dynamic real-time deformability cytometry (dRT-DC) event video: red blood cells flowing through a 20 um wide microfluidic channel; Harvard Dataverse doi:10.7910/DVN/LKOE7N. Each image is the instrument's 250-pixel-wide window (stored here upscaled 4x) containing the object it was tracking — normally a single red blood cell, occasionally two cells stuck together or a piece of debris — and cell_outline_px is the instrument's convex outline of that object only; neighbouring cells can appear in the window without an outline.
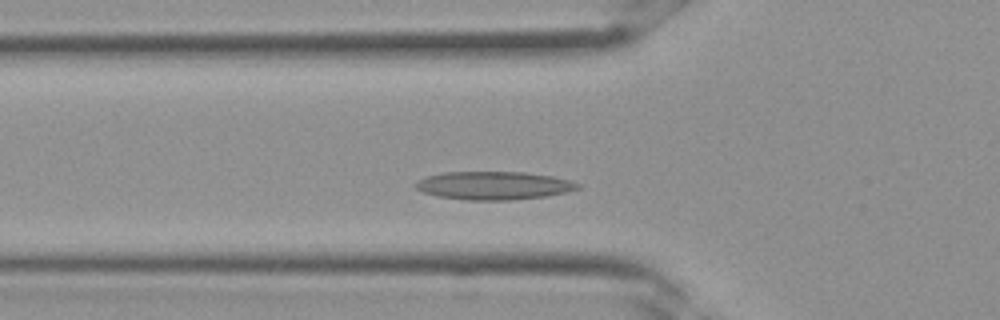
{"species": "Egyptian fruit bat (a non-hibernating species)", "species_latin": "Rousettus aegyptiacus", "temperature_condition": "room temperature", "stored_images_in_passage": 17, "camera_frame_rate_fps": 3000, "um_per_image_px": 0.085, "frame": {"image": 1, "passage_image": 6, "time_ms": 1.667, "image_size_px": [1000, 320], "cell_outline_px": [[580, 188], [564, 192], [544, 196], [512, 200], [464, 200], [440, 196], [424, 192], [416, 188], [416, 180], [424, 176], [444, 172], [524, 172], [552, 176], [572, 180], [580, 184]], "centroid_in_image_um": [41.96, 15.76], "position_along_channel_um": 83.8, "area_um2": 26.59}}
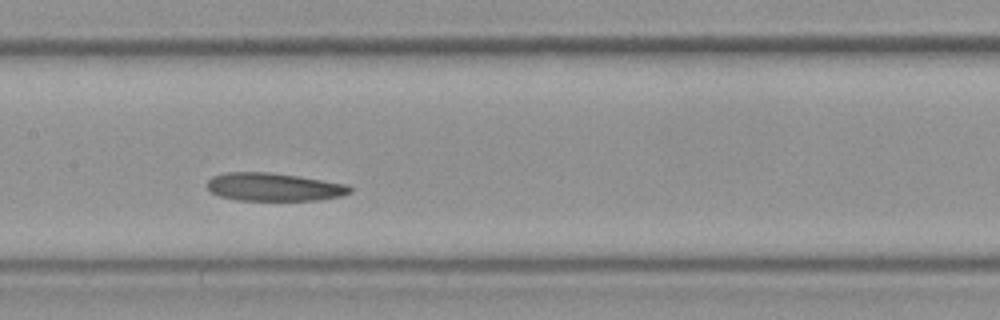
{"frame": {"image": 2, "passage_image": 11, "time_ms": 3.333, "image_size_px": [1000, 320], "cell_outline_px": [[352, 192], [340, 196], [320, 200], [240, 200], [220, 196], [212, 192], [208, 188], [208, 180], [212, 176], [224, 172], [272, 172], [300, 176], [348, 184], [352, 188]], "centroid_in_image_um": [23.31, 15.88], "position_along_channel_um": 184.1, "area_um2": 23.47}}
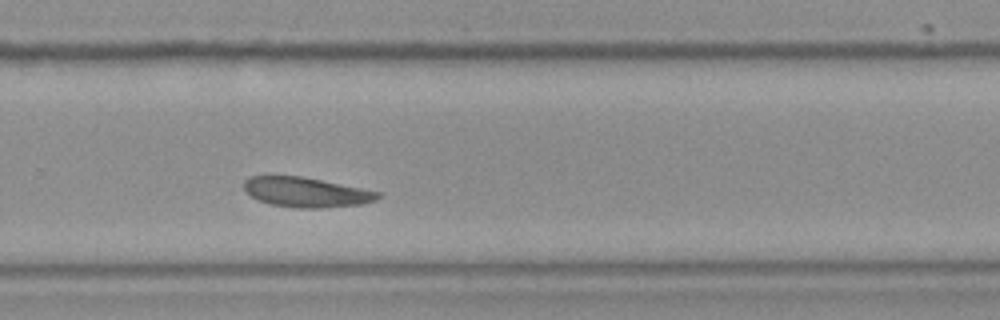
{"frame": {"image": 3, "passage_image": 17, "time_ms": 5.333, "image_size_px": [1000, 320], "cell_outline_px": [[380, 196], [376, 200], [360, 204], [320, 208], [296, 208], [268, 204], [244, 192], [244, 180], [248, 176], [300, 176], [380, 192]], "centroid_in_image_um": [25.96, 16.34], "position_along_channel_um": 303.8, "area_um2": 23.06}}